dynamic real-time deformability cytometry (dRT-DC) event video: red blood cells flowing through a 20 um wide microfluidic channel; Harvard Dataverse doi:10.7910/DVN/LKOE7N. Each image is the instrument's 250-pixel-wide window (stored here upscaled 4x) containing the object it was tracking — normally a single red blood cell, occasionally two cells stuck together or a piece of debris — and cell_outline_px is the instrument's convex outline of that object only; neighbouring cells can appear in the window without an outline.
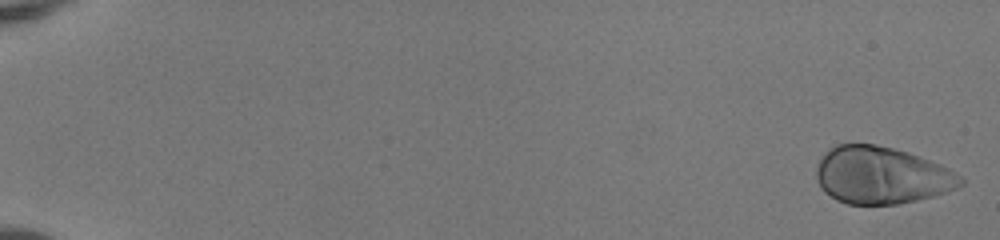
{"species": "human", "species_latin": "Homo sapiens", "temperature_condition": "room temperature", "stored_images_in_passage": 51, "camera_frame_rate_fps": 3000, "um_per_image_px": 0.085, "donor": {"sex": "female"}, "frame": {"image": 1, "passage_image": 1, "time_ms": 0.0, "image_size_px": [1000, 240], "cell_outline_px": [[964, 184], [956, 188], [932, 196], [916, 200], [896, 204], [848, 204], [836, 200], [824, 192], [820, 188], [816, 176], [816, 168], [824, 152], [828, 148], [836, 144], [876, 144], [908, 152], [940, 164], [948, 168], [960, 176], [964, 180]], "centroid_in_image_um": [74.89, 14.89], "position_along_channel_um": 10.1, "area_um2": 48.09}}
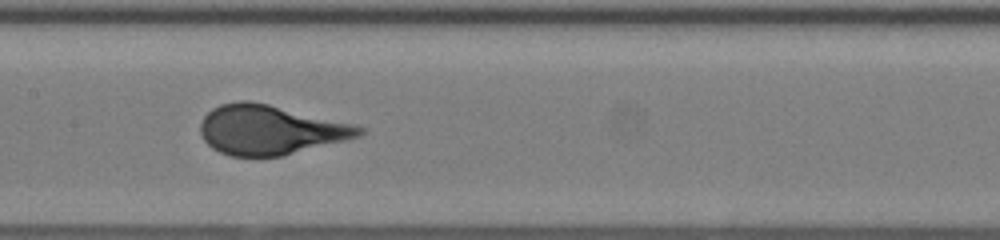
{"frame": {"image": 2, "passage_image": 28, "time_ms": 9.0, "image_size_px": [1000, 240], "cell_outline_px": [[364, 132], [360, 136], [280, 156], [232, 156], [220, 152], [212, 148], [204, 140], [200, 132], [200, 124], [204, 116], [212, 108], [220, 104], [240, 100], [248, 100], [268, 104], [352, 124], [364, 128]], "centroid_in_image_um": [22.9, 11.03], "position_along_channel_um": 184.5, "area_um2": 45.2}}
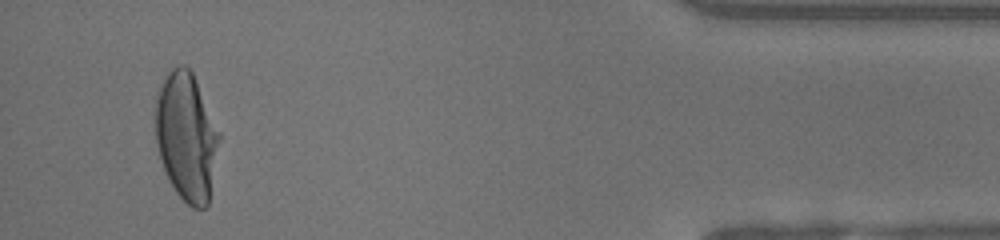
{"frame": {"image": 3, "passage_image": 49, "time_ms": 16.0, "image_size_px": [1000, 240], "cell_outline_px": [[220, 140], [208, 204], [204, 208], [192, 208], [176, 192], [168, 180], [160, 160], [156, 144], [156, 100], [160, 88], [168, 72], [176, 64], [184, 64], [192, 72], [220, 136]], "centroid_in_image_um": [15.83, 11.64], "position_along_channel_um": 419.4, "area_um2": 47.05}, "authors_computed_cell_mechanics": {"area_um2": 45.951, "velocity_mm_per_s": 4.1236, "shape_relaxation_time_tau1_ms": 3.732, "shape_relaxation_time_tau2_ms": null, "deformation_change_tau1": 0.2346, "deformation_change_tau2": null}}